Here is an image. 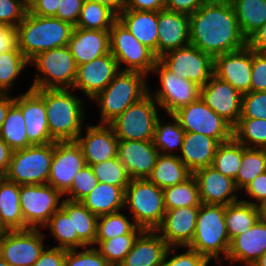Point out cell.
Wrapping results in <instances>:
<instances>
[{"label":"cell","mask_w":266,"mask_h":266,"mask_svg":"<svg viewBox=\"0 0 266 266\" xmlns=\"http://www.w3.org/2000/svg\"><path fill=\"white\" fill-rule=\"evenodd\" d=\"M190 44L213 58L247 45L229 0L206 1L189 15Z\"/></svg>","instance_id":"6da1fadb"},{"label":"cell","mask_w":266,"mask_h":266,"mask_svg":"<svg viewBox=\"0 0 266 266\" xmlns=\"http://www.w3.org/2000/svg\"><path fill=\"white\" fill-rule=\"evenodd\" d=\"M43 100L54 141H76L86 122L85 103L74 89H33Z\"/></svg>","instance_id":"7a4b0ae2"},{"label":"cell","mask_w":266,"mask_h":266,"mask_svg":"<svg viewBox=\"0 0 266 266\" xmlns=\"http://www.w3.org/2000/svg\"><path fill=\"white\" fill-rule=\"evenodd\" d=\"M15 29L17 47L30 61L40 52L68 45L74 26L55 17L27 12Z\"/></svg>","instance_id":"3957f363"},{"label":"cell","mask_w":266,"mask_h":266,"mask_svg":"<svg viewBox=\"0 0 266 266\" xmlns=\"http://www.w3.org/2000/svg\"><path fill=\"white\" fill-rule=\"evenodd\" d=\"M230 241L225 222V206L201 203L195 234L187 247L210 261H217L221 266L226 260Z\"/></svg>","instance_id":"277c9868"},{"label":"cell","mask_w":266,"mask_h":266,"mask_svg":"<svg viewBox=\"0 0 266 266\" xmlns=\"http://www.w3.org/2000/svg\"><path fill=\"white\" fill-rule=\"evenodd\" d=\"M148 78L140 72L120 70L111 83L91 100L99 106V124H109L144 97L148 93Z\"/></svg>","instance_id":"5b68a950"},{"label":"cell","mask_w":266,"mask_h":266,"mask_svg":"<svg viewBox=\"0 0 266 266\" xmlns=\"http://www.w3.org/2000/svg\"><path fill=\"white\" fill-rule=\"evenodd\" d=\"M143 230H156L166 212L163 190L147 179H131L125 189L124 209Z\"/></svg>","instance_id":"8992f818"},{"label":"cell","mask_w":266,"mask_h":266,"mask_svg":"<svg viewBox=\"0 0 266 266\" xmlns=\"http://www.w3.org/2000/svg\"><path fill=\"white\" fill-rule=\"evenodd\" d=\"M37 72L31 89H72L77 64L68 45L38 53L29 61Z\"/></svg>","instance_id":"52a82bcc"},{"label":"cell","mask_w":266,"mask_h":266,"mask_svg":"<svg viewBox=\"0 0 266 266\" xmlns=\"http://www.w3.org/2000/svg\"><path fill=\"white\" fill-rule=\"evenodd\" d=\"M159 108V109H158ZM160 106L147 93L109 123L118 140L153 141Z\"/></svg>","instance_id":"ba28073f"},{"label":"cell","mask_w":266,"mask_h":266,"mask_svg":"<svg viewBox=\"0 0 266 266\" xmlns=\"http://www.w3.org/2000/svg\"><path fill=\"white\" fill-rule=\"evenodd\" d=\"M52 158L53 143L15 150L4 177L18 185L47 184Z\"/></svg>","instance_id":"9c48e42d"},{"label":"cell","mask_w":266,"mask_h":266,"mask_svg":"<svg viewBox=\"0 0 266 266\" xmlns=\"http://www.w3.org/2000/svg\"><path fill=\"white\" fill-rule=\"evenodd\" d=\"M110 53L116 59L121 71H136L150 76L158 59L155 54L140 43L117 19L109 30ZM125 65L122 66V65ZM121 67H124L121 69Z\"/></svg>","instance_id":"30bf717a"},{"label":"cell","mask_w":266,"mask_h":266,"mask_svg":"<svg viewBox=\"0 0 266 266\" xmlns=\"http://www.w3.org/2000/svg\"><path fill=\"white\" fill-rule=\"evenodd\" d=\"M152 74L159 78L160 87L152 92L151 86L148 93L165 112V116L172 115L180 108L189 105L200 97V86L196 83L177 77L168 70L158 59L152 69Z\"/></svg>","instance_id":"8fae6325"},{"label":"cell","mask_w":266,"mask_h":266,"mask_svg":"<svg viewBox=\"0 0 266 266\" xmlns=\"http://www.w3.org/2000/svg\"><path fill=\"white\" fill-rule=\"evenodd\" d=\"M64 195L50 184L20 185V205L26 229H42L61 208Z\"/></svg>","instance_id":"7c38bea8"},{"label":"cell","mask_w":266,"mask_h":266,"mask_svg":"<svg viewBox=\"0 0 266 266\" xmlns=\"http://www.w3.org/2000/svg\"><path fill=\"white\" fill-rule=\"evenodd\" d=\"M158 60L177 77H183L200 87L214 75V58L191 44L170 50Z\"/></svg>","instance_id":"4fadbf2b"},{"label":"cell","mask_w":266,"mask_h":266,"mask_svg":"<svg viewBox=\"0 0 266 266\" xmlns=\"http://www.w3.org/2000/svg\"><path fill=\"white\" fill-rule=\"evenodd\" d=\"M185 132L203 134L220 143L233 138V127L200 98L173 114Z\"/></svg>","instance_id":"5bb4252c"},{"label":"cell","mask_w":266,"mask_h":266,"mask_svg":"<svg viewBox=\"0 0 266 266\" xmlns=\"http://www.w3.org/2000/svg\"><path fill=\"white\" fill-rule=\"evenodd\" d=\"M41 229L11 230L0 240V256L10 266H33L45 249Z\"/></svg>","instance_id":"9a60e30c"},{"label":"cell","mask_w":266,"mask_h":266,"mask_svg":"<svg viewBox=\"0 0 266 266\" xmlns=\"http://www.w3.org/2000/svg\"><path fill=\"white\" fill-rule=\"evenodd\" d=\"M85 165L82 149L76 141H55L47 184L64 195L70 189L74 175Z\"/></svg>","instance_id":"2e32d148"},{"label":"cell","mask_w":266,"mask_h":266,"mask_svg":"<svg viewBox=\"0 0 266 266\" xmlns=\"http://www.w3.org/2000/svg\"><path fill=\"white\" fill-rule=\"evenodd\" d=\"M207 106L234 127L241 116L242 94L230 83L213 75L200 87V97Z\"/></svg>","instance_id":"e0dca14e"},{"label":"cell","mask_w":266,"mask_h":266,"mask_svg":"<svg viewBox=\"0 0 266 266\" xmlns=\"http://www.w3.org/2000/svg\"><path fill=\"white\" fill-rule=\"evenodd\" d=\"M120 72L116 59L109 52L97 59L77 66L74 90L83 92L87 99L92 100L104 90Z\"/></svg>","instance_id":"ac0fdd59"},{"label":"cell","mask_w":266,"mask_h":266,"mask_svg":"<svg viewBox=\"0 0 266 266\" xmlns=\"http://www.w3.org/2000/svg\"><path fill=\"white\" fill-rule=\"evenodd\" d=\"M76 142L80 145L86 165L98 164L117 157L118 138L109 124H86Z\"/></svg>","instance_id":"d6986e66"},{"label":"cell","mask_w":266,"mask_h":266,"mask_svg":"<svg viewBox=\"0 0 266 266\" xmlns=\"http://www.w3.org/2000/svg\"><path fill=\"white\" fill-rule=\"evenodd\" d=\"M252 49L245 47L214 58V75L241 94L251 92Z\"/></svg>","instance_id":"ffe728a7"},{"label":"cell","mask_w":266,"mask_h":266,"mask_svg":"<svg viewBox=\"0 0 266 266\" xmlns=\"http://www.w3.org/2000/svg\"><path fill=\"white\" fill-rule=\"evenodd\" d=\"M198 212L199 206L166 210L156 231L169 247H186L194 237Z\"/></svg>","instance_id":"44dd1931"},{"label":"cell","mask_w":266,"mask_h":266,"mask_svg":"<svg viewBox=\"0 0 266 266\" xmlns=\"http://www.w3.org/2000/svg\"><path fill=\"white\" fill-rule=\"evenodd\" d=\"M193 175L198 183L201 203L226 206L240 200L234 180L212 166L198 169Z\"/></svg>","instance_id":"7402d4cb"},{"label":"cell","mask_w":266,"mask_h":266,"mask_svg":"<svg viewBox=\"0 0 266 266\" xmlns=\"http://www.w3.org/2000/svg\"><path fill=\"white\" fill-rule=\"evenodd\" d=\"M14 103L21 109L26 134L33 145L55 142L49 133L44 100L30 86L25 93L15 96Z\"/></svg>","instance_id":"603a6c76"},{"label":"cell","mask_w":266,"mask_h":266,"mask_svg":"<svg viewBox=\"0 0 266 266\" xmlns=\"http://www.w3.org/2000/svg\"><path fill=\"white\" fill-rule=\"evenodd\" d=\"M159 156L153 141L119 140L117 157L130 179H147Z\"/></svg>","instance_id":"cb8c5ba5"},{"label":"cell","mask_w":266,"mask_h":266,"mask_svg":"<svg viewBox=\"0 0 266 266\" xmlns=\"http://www.w3.org/2000/svg\"><path fill=\"white\" fill-rule=\"evenodd\" d=\"M189 44V15L167 9L158 11L157 58Z\"/></svg>","instance_id":"d4e9b609"},{"label":"cell","mask_w":266,"mask_h":266,"mask_svg":"<svg viewBox=\"0 0 266 266\" xmlns=\"http://www.w3.org/2000/svg\"><path fill=\"white\" fill-rule=\"evenodd\" d=\"M266 252V223L260 218L246 232L231 239L226 262L252 266Z\"/></svg>","instance_id":"484cf974"},{"label":"cell","mask_w":266,"mask_h":266,"mask_svg":"<svg viewBox=\"0 0 266 266\" xmlns=\"http://www.w3.org/2000/svg\"><path fill=\"white\" fill-rule=\"evenodd\" d=\"M68 47L77 66L110 52L109 31L74 27Z\"/></svg>","instance_id":"4316f807"},{"label":"cell","mask_w":266,"mask_h":266,"mask_svg":"<svg viewBox=\"0 0 266 266\" xmlns=\"http://www.w3.org/2000/svg\"><path fill=\"white\" fill-rule=\"evenodd\" d=\"M168 247L156 230H143L119 266H162Z\"/></svg>","instance_id":"83f0119b"},{"label":"cell","mask_w":266,"mask_h":266,"mask_svg":"<svg viewBox=\"0 0 266 266\" xmlns=\"http://www.w3.org/2000/svg\"><path fill=\"white\" fill-rule=\"evenodd\" d=\"M221 143L217 139L185 132L179 159L194 173L196 170L212 165L213 158Z\"/></svg>","instance_id":"f1b7e54d"},{"label":"cell","mask_w":266,"mask_h":266,"mask_svg":"<svg viewBox=\"0 0 266 266\" xmlns=\"http://www.w3.org/2000/svg\"><path fill=\"white\" fill-rule=\"evenodd\" d=\"M117 19L157 57L158 11L123 9Z\"/></svg>","instance_id":"f546056e"},{"label":"cell","mask_w":266,"mask_h":266,"mask_svg":"<svg viewBox=\"0 0 266 266\" xmlns=\"http://www.w3.org/2000/svg\"><path fill=\"white\" fill-rule=\"evenodd\" d=\"M125 190L122 187L98 182L80 202L96 216L112 214L124 209Z\"/></svg>","instance_id":"4dcf8cb0"},{"label":"cell","mask_w":266,"mask_h":266,"mask_svg":"<svg viewBox=\"0 0 266 266\" xmlns=\"http://www.w3.org/2000/svg\"><path fill=\"white\" fill-rule=\"evenodd\" d=\"M192 174L193 173L179 159L178 155L159 153L156 164L147 180L163 190L182 183Z\"/></svg>","instance_id":"1f68e13d"},{"label":"cell","mask_w":266,"mask_h":266,"mask_svg":"<svg viewBox=\"0 0 266 266\" xmlns=\"http://www.w3.org/2000/svg\"><path fill=\"white\" fill-rule=\"evenodd\" d=\"M50 231L57 242V248L77 249V234H73L72 225V201L64 198L61 208L57 210L42 227Z\"/></svg>","instance_id":"d6a6232c"},{"label":"cell","mask_w":266,"mask_h":266,"mask_svg":"<svg viewBox=\"0 0 266 266\" xmlns=\"http://www.w3.org/2000/svg\"><path fill=\"white\" fill-rule=\"evenodd\" d=\"M0 215L10 230H25L20 205V185L0 178Z\"/></svg>","instance_id":"836d02e7"},{"label":"cell","mask_w":266,"mask_h":266,"mask_svg":"<svg viewBox=\"0 0 266 266\" xmlns=\"http://www.w3.org/2000/svg\"><path fill=\"white\" fill-rule=\"evenodd\" d=\"M239 28L248 39L266 22V0H229Z\"/></svg>","instance_id":"e575fe53"},{"label":"cell","mask_w":266,"mask_h":266,"mask_svg":"<svg viewBox=\"0 0 266 266\" xmlns=\"http://www.w3.org/2000/svg\"><path fill=\"white\" fill-rule=\"evenodd\" d=\"M258 219V206L241 199L225 206V222L230 240L249 230Z\"/></svg>","instance_id":"d590c367"},{"label":"cell","mask_w":266,"mask_h":266,"mask_svg":"<svg viewBox=\"0 0 266 266\" xmlns=\"http://www.w3.org/2000/svg\"><path fill=\"white\" fill-rule=\"evenodd\" d=\"M167 116L172 120L169 123H163L165 121H163L164 117L161 118L162 115L158 118L153 144L161 154L177 155L175 154L177 152L174 151H181L185 131L181 128L178 119L173 114Z\"/></svg>","instance_id":"8d00e7d4"},{"label":"cell","mask_w":266,"mask_h":266,"mask_svg":"<svg viewBox=\"0 0 266 266\" xmlns=\"http://www.w3.org/2000/svg\"><path fill=\"white\" fill-rule=\"evenodd\" d=\"M26 123L21 109L14 103L7 113L0 129V138L13 150L33 145L26 134Z\"/></svg>","instance_id":"74e56055"},{"label":"cell","mask_w":266,"mask_h":266,"mask_svg":"<svg viewBox=\"0 0 266 266\" xmlns=\"http://www.w3.org/2000/svg\"><path fill=\"white\" fill-rule=\"evenodd\" d=\"M98 216L80 201H72L73 234H77V248L95 246Z\"/></svg>","instance_id":"f35d334b"},{"label":"cell","mask_w":266,"mask_h":266,"mask_svg":"<svg viewBox=\"0 0 266 266\" xmlns=\"http://www.w3.org/2000/svg\"><path fill=\"white\" fill-rule=\"evenodd\" d=\"M116 20L117 15L108 7L92 0H84L74 27L109 31Z\"/></svg>","instance_id":"ab89813d"},{"label":"cell","mask_w":266,"mask_h":266,"mask_svg":"<svg viewBox=\"0 0 266 266\" xmlns=\"http://www.w3.org/2000/svg\"><path fill=\"white\" fill-rule=\"evenodd\" d=\"M29 66V60L17 45L10 51L0 53V94H9L22 71Z\"/></svg>","instance_id":"60d3db41"},{"label":"cell","mask_w":266,"mask_h":266,"mask_svg":"<svg viewBox=\"0 0 266 266\" xmlns=\"http://www.w3.org/2000/svg\"><path fill=\"white\" fill-rule=\"evenodd\" d=\"M163 199L165 210L200 206L199 187L194 175L178 185L163 189Z\"/></svg>","instance_id":"b9f144b4"},{"label":"cell","mask_w":266,"mask_h":266,"mask_svg":"<svg viewBox=\"0 0 266 266\" xmlns=\"http://www.w3.org/2000/svg\"><path fill=\"white\" fill-rule=\"evenodd\" d=\"M236 179V188L241 192L259 174L266 172V150L242 145V159Z\"/></svg>","instance_id":"7bdbcfd3"},{"label":"cell","mask_w":266,"mask_h":266,"mask_svg":"<svg viewBox=\"0 0 266 266\" xmlns=\"http://www.w3.org/2000/svg\"><path fill=\"white\" fill-rule=\"evenodd\" d=\"M233 138L248 148L266 147V120L239 118L233 127Z\"/></svg>","instance_id":"ee69618b"},{"label":"cell","mask_w":266,"mask_h":266,"mask_svg":"<svg viewBox=\"0 0 266 266\" xmlns=\"http://www.w3.org/2000/svg\"><path fill=\"white\" fill-rule=\"evenodd\" d=\"M128 217L122 211L99 216L95 240H108L129 232H142L143 229L135 224L133 218Z\"/></svg>","instance_id":"f6af8a7d"},{"label":"cell","mask_w":266,"mask_h":266,"mask_svg":"<svg viewBox=\"0 0 266 266\" xmlns=\"http://www.w3.org/2000/svg\"><path fill=\"white\" fill-rule=\"evenodd\" d=\"M242 159V144L234 138L221 143L213 158L212 167L223 175L236 179Z\"/></svg>","instance_id":"bcb514c9"},{"label":"cell","mask_w":266,"mask_h":266,"mask_svg":"<svg viewBox=\"0 0 266 266\" xmlns=\"http://www.w3.org/2000/svg\"><path fill=\"white\" fill-rule=\"evenodd\" d=\"M141 232H129L108 240H95L94 246L111 266H119Z\"/></svg>","instance_id":"7dc6e473"},{"label":"cell","mask_w":266,"mask_h":266,"mask_svg":"<svg viewBox=\"0 0 266 266\" xmlns=\"http://www.w3.org/2000/svg\"><path fill=\"white\" fill-rule=\"evenodd\" d=\"M98 182L122 187L124 190L129 185L130 178L125 166L118 157L91 165Z\"/></svg>","instance_id":"c3c4849f"},{"label":"cell","mask_w":266,"mask_h":266,"mask_svg":"<svg viewBox=\"0 0 266 266\" xmlns=\"http://www.w3.org/2000/svg\"><path fill=\"white\" fill-rule=\"evenodd\" d=\"M98 184L91 166L85 165L75 175L70 189L64 194V198L71 201H81Z\"/></svg>","instance_id":"681fc988"},{"label":"cell","mask_w":266,"mask_h":266,"mask_svg":"<svg viewBox=\"0 0 266 266\" xmlns=\"http://www.w3.org/2000/svg\"><path fill=\"white\" fill-rule=\"evenodd\" d=\"M64 266H111L94 246L84 249H68L64 259Z\"/></svg>","instance_id":"f907efd6"},{"label":"cell","mask_w":266,"mask_h":266,"mask_svg":"<svg viewBox=\"0 0 266 266\" xmlns=\"http://www.w3.org/2000/svg\"><path fill=\"white\" fill-rule=\"evenodd\" d=\"M178 248L168 247L162 266H208L211 263L208 258L187 246L185 247L186 251L180 254L177 253L179 252ZM170 254L173 256H170Z\"/></svg>","instance_id":"816d5d0a"},{"label":"cell","mask_w":266,"mask_h":266,"mask_svg":"<svg viewBox=\"0 0 266 266\" xmlns=\"http://www.w3.org/2000/svg\"><path fill=\"white\" fill-rule=\"evenodd\" d=\"M240 118L266 120V91L242 94Z\"/></svg>","instance_id":"f5cc1de1"},{"label":"cell","mask_w":266,"mask_h":266,"mask_svg":"<svg viewBox=\"0 0 266 266\" xmlns=\"http://www.w3.org/2000/svg\"><path fill=\"white\" fill-rule=\"evenodd\" d=\"M28 12L26 0H0V23L16 28Z\"/></svg>","instance_id":"db71d44e"},{"label":"cell","mask_w":266,"mask_h":266,"mask_svg":"<svg viewBox=\"0 0 266 266\" xmlns=\"http://www.w3.org/2000/svg\"><path fill=\"white\" fill-rule=\"evenodd\" d=\"M251 92L266 91V53L252 50Z\"/></svg>","instance_id":"11a10c76"},{"label":"cell","mask_w":266,"mask_h":266,"mask_svg":"<svg viewBox=\"0 0 266 266\" xmlns=\"http://www.w3.org/2000/svg\"><path fill=\"white\" fill-rule=\"evenodd\" d=\"M242 192H245L244 195L246 194L248 196V199H243L241 197L242 201L256 206L266 202V172L259 174L255 179L249 182ZM250 199L252 200L250 201Z\"/></svg>","instance_id":"9f6ffc18"},{"label":"cell","mask_w":266,"mask_h":266,"mask_svg":"<svg viewBox=\"0 0 266 266\" xmlns=\"http://www.w3.org/2000/svg\"><path fill=\"white\" fill-rule=\"evenodd\" d=\"M84 0H60L55 18L76 25Z\"/></svg>","instance_id":"6f0895ef"},{"label":"cell","mask_w":266,"mask_h":266,"mask_svg":"<svg viewBox=\"0 0 266 266\" xmlns=\"http://www.w3.org/2000/svg\"><path fill=\"white\" fill-rule=\"evenodd\" d=\"M66 249L57 247H45L33 266H64Z\"/></svg>","instance_id":"680465c9"},{"label":"cell","mask_w":266,"mask_h":266,"mask_svg":"<svg viewBox=\"0 0 266 266\" xmlns=\"http://www.w3.org/2000/svg\"><path fill=\"white\" fill-rule=\"evenodd\" d=\"M60 0H29L28 12L36 16L55 17Z\"/></svg>","instance_id":"91938a15"},{"label":"cell","mask_w":266,"mask_h":266,"mask_svg":"<svg viewBox=\"0 0 266 266\" xmlns=\"http://www.w3.org/2000/svg\"><path fill=\"white\" fill-rule=\"evenodd\" d=\"M206 1L207 0H165L164 9L190 15L199 9Z\"/></svg>","instance_id":"94428289"},{"label":"cell","mask_w":266,"mask_h":266,"mask_svg":"<svg viewBox=\"0 0 266 266\" xmlns=\"http://www.w3.org/2000/svg\"><path fill=\"white\" fill-rule=\"evenodd\" d=\"M164 6L165 0H124V9L137 11H160Z\"/></svg>","instance_id":"6125c7cd"},{"label":"cell","mask_w":266,"mask_h":266,"mask_svg":"<svg viewBox=\"0 0 266 266\" xmlns=\"http://www.w3.org/2000/svg\"><path fill=\"white\" fill-rule=\"evenodd\" d=\"M16 45V29L0 23V53L10 51Z\"/></svg>","instance_id":"be15d7a7"},{"label":"cell","mask_w":266,"mask_h":266,"mask_svg":"<svg viewBox=\"0 0 266 266\" xmlns=\"http://www.w3.org/2000/svg\"><path fill=\"white\" fill-rule=\"evenodd\" d=\"M247 45L256 52L266 53V22L247 39Z\"/></svg>","instance_id":"e7e4bbea"},{"label":"cell","mask_w":266,"mask_h":266,"mask_svg":"<svg viewBox=\"0 0 266 266\" xmlns=\"http://www.w3.org/2000/svg\"><path fill=\"white\" fill-rule=\"evenodd\" d=\"M13 150L0 138V175L4 176L8 171Z\"/></svg>","instance_id":"03108f58"},{"label":"cell","mask_w":266,"mask_h":266,"mask_svg":"<svg viewBox=\"0 0 266 266\" xmlns=\"http://www.w3.org/2000/svg\"><path fill=\"white\" fill-rule=\"evenodd\" d=\"M9 94H0V129L6 119L9 108L14 104L15 96ZM14 97V98H13Z\"/></svg>","instance_id":"003e7915"},{"label":"cell","mask_w":266,"mask_h":266,"mask_svg":"<svg viewBox=\"0 0 266 266\" xmlns=\"http://www.w3.org/2000/svg\"><path fill=\"white\" fill-rule=\"evenodd\" d=\"M98 2L118 15L124 9V0H92Z\"/></svg>","instance_id":"a7ac6f4b"},{"label":"cell","mask_w":266,"mask_h":266,"mask_svg":"<svg viewBox=\"0 0 266 266\" xmlns=\"http://www.w3.org/2000/svg\"><path fill=\"white\" fill-rule=\"evenodd\" d=\"M11 230L7 227V225L3 222L0 215V240L6 236Z\"/></svg>","instance_id":"89a4df30"},{"label":"cell","mask_w":266,"mask_h":266,"mask_svg":"<svg viewBox=\"0 0 266 266\" xmlns=\"http://www.w3.org/2000/svg\"><path fill=\"white\" fill-rule=\"evenodd\" d=\"M259 209V218L266 223V202L258 206Z\"/></svg>","instance_id":"2644e50d"},{"label":"cell","mask_w":266,"mask_h":266,"mask_svg":"<svg viewBox=\"0 0 266 266\" xmlns=\"http://www.w3.org/2000/svg\"><path fill=\"white\" fill-rule=\"evenodd\" d=\"M252 266H266V252Z\"/></svg>","instance_id":"8c879c8a"},{"label":"cell","mask_w":266,"mask_h":266,"mask_svg":"<svg viewBox=\"0 0 266 266\" xmlns=\"http://www.w3.org/2000/svg\"><path fill=\"white\" fill-rule=\"evenodd\" d=\"M0 266H10V265L0 256Z\"/></svg>","instance_id":"753ad0ef"}]
</instances>
